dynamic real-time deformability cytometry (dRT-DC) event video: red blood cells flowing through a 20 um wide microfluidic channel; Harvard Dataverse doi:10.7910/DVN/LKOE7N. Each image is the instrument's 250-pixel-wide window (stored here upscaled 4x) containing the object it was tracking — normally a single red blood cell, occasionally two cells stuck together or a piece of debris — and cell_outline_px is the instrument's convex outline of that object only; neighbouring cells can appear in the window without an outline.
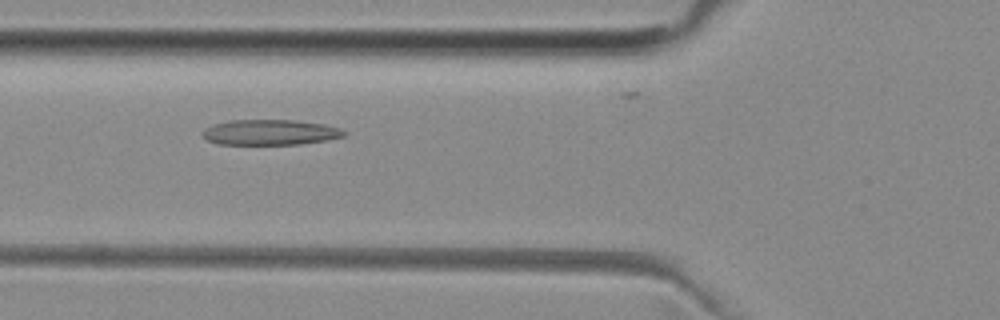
{"species": "common noctule bat (a hibernating species)", "species_latin": "Nyctalus noctula", "temperature_condition": "room temperature", "stored_images_in_passage": 40, "camera_frame_rate_fps": 3000, "um_per_image_px": 0.085, "animal": {"sex": "female", "body_mass_g": 29.2, "forearm_length_mm": 56.3}, "frame": {"image": 1, "passage_image": 14, "time_ms": 4.333, "image_size_px": [1000, 320], "cell_outline_px": [[348, 132], [344, 136], [328, 140], [300, 144], [216, 144], [208, 140], [200, 132], [204, 128], [228, 120], [292, 120], [324, 124], [340, 128]], "centroid_in_image_um": [22.97, 11.25], "position_along_channel_um": 102.8, "area_um2": 20.98}}
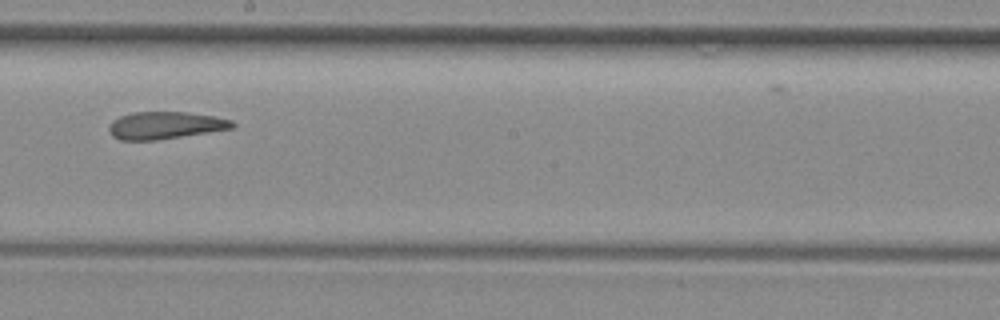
{"frame": {"image": 2, "passage_image": 24, "time_ms": 7.667, "image_size_px": [1000, 320], "cell_outline_px": [[236, 124], [232, 128], [160, 140], [120, 140], [112, 136], [108, 132], [108, 124], [112, 120], [120, 116], [132, 112], [188, 112], [216, 116], [232, 120]], "centroid_in_image_um": [14.01, 10.65], "position_along_channel_um": 234.2, "area_um2": 19.88}}
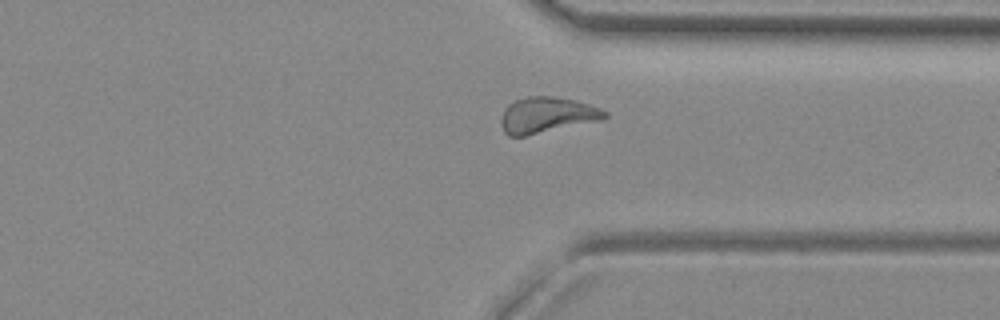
{"frame": {"image": 3, "passage_image": 34, "time_ms": 11.0, "image_size_px": [1000, 320], "cell_outline_px": [[608, 116], [600, 120], [524, 136], [508, 136], [504, 132], [500, 124], [500, 120], [504, 108], [508, 104], [516, 100], [528, 96], [552, 96], [576, 100], [600, 108], [608, 112]], "centroid_in_image_um": [46.45, 9.77], "position_along_channel_um": 364.9, "area_um2": 21.62}, "authors_computed_cell_mechanics": {"area_um2": 20.8658, "velocity_mm_per_s": 3.9356, "shape_relaxation_time_tau1_ms": null, "shape_relaxation_time_tau2_ms": 3.4303, "deformation_change_tau1": null, "deformation_change_tau2": 0.113}}